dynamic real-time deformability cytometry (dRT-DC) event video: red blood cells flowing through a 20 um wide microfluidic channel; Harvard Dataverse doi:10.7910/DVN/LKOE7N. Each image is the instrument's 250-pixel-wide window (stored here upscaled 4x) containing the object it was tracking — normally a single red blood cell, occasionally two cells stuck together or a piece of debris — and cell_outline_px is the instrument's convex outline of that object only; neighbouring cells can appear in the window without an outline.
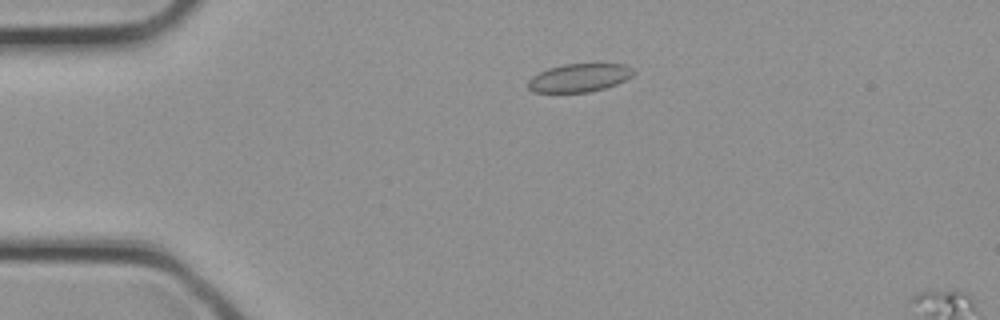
{"species": "common noctule bat (a hibernating species)", "species_latin": "Nyctalus noctula", "temperature_condition": "cold", "stored_images_in_passage": 9, "segment_of_instrument_passage": [1, 2], "camera_frame_rate_fps": 3000, "um_per_image_px": 0.085, "animal": {"sex": "female", "body_mass_g": 21.9}, "frame": {"image": 1, "passage_image": 7, "time_ms": 2.0, "image_size_px": [1000, 320], "cell_outline_px": [[636, 72], [632, 76], [616, 84], [604, 88], [588, 92], [532, 92], [528, 88], [528, 80], [532, 76], [548, 68], [564, 64], [624, 64], [632, 68]], "centroid_in_image_um": [49.23, 6.61], "position_along_channel_um": 35.8, "area_um2": 17.28}}